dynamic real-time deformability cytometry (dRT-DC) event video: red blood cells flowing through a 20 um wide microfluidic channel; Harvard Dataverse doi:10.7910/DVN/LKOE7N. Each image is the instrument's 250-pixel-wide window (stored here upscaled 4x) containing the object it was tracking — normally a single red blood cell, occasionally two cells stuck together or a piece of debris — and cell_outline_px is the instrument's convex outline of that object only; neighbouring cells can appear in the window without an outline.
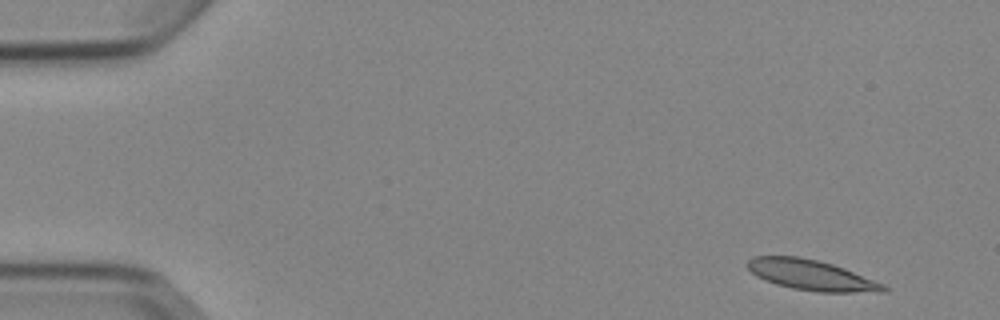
{"species": "Egyptian fruit bat (a non-hibernating species)", "species_latin": "Rousettus aegyptiacus", "temperature_condition": "cold", "stored_images_in_passage": 3, "segment_of_instrument_passage": [2, 2], "camera_frame_rate_fps": 3000, "um_per_image_px": 0.085, "animal": {"sex": "female"}, "frame": {"image": 1, "passage_image": 3, "time_ms": 3.333, "image_size_px": [1000, 320], "cell_outline_px": [[888, 292], [820, 292], [792, 288], [776, 284], [764, 280], [756, 276], [748, 268], [748, 260], [752, 256], [800, 256], [832, 264], [844, 268], [884, 284], [888, 288]], "centroid_in_image_um": [68.96, 23.38], "position_along_channel_um": 16.0, "area_um2": 23.99}}